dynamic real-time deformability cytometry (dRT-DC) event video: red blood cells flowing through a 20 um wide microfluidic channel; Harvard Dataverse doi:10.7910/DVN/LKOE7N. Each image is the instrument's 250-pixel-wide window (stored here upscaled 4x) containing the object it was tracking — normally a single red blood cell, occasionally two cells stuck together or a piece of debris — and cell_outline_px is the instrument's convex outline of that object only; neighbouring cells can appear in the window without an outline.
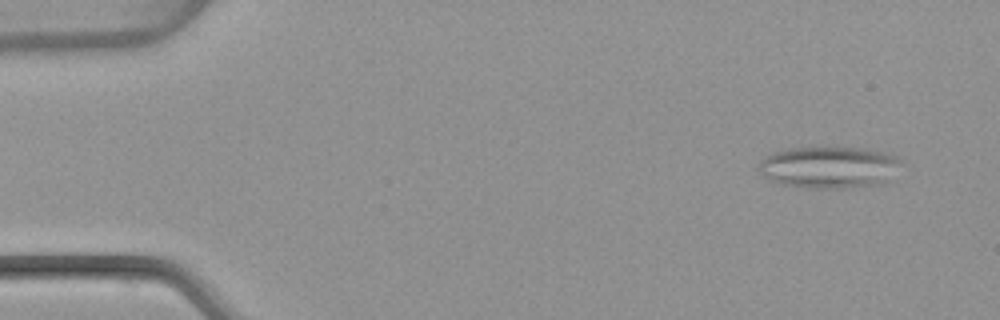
{"species": "common noctule bat (a hibernating species)", "species_latin": "Nyctalus noctula", "temperature_condition": "warm", "stored_images_in_passage": 50, "camera_frame_rate_fps": 3000, "um_per_image_px": 0.085, "animal": {"sex": "female", "body_mass_g": 22.7, "forearm_length_mm": 54.2}, "frame": {"image": 1, "passage_image": 4, "time_ms": 1.0, "image_size_px": [1000, 320], "cell_outline_px": [[900, 160], [888, 180], [880, 184], [840, 188], [808, 188], [784, 184], [768, 180], [760, 172], [756, 164], [760, 160], [772, 152], [788, 148], [816, 144], [868, 148], [896, 156]], "centroid_in_image_um": [70.38, 14.16], "position_along_channel_um": 14.6, "area_um2": 35.55}}
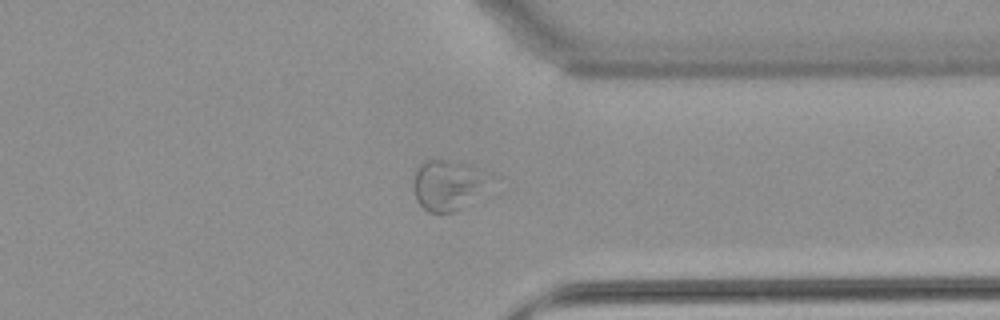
{"frame": {"image": 2, "passage_image": 39, "time_ms": 12.667, "image_size_px": [1000, 320], "cell_outline_px": [[500, 192], [464, 208], [440, 216], [428, 212], [416, 200], [416, 172], [420, 164], [424, 160], [444, 160], [468, 164], [484, 168], [500, 176]], "centroid_in_image_um": [38.51, 15.78], "position_along_channel_um": 372.9, "area_um2": 25.37}}
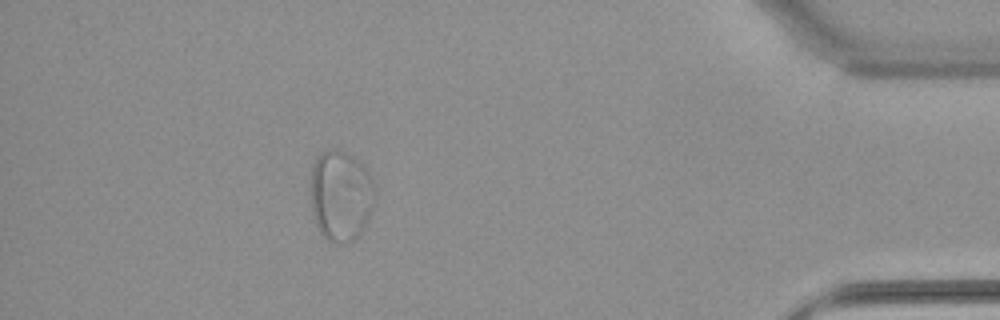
{"frame": {"image": 3, "passage_image": 45, "time_ms": 14.667, "image_size_px": [1000, 320], "cell_outline_px": [[376, 196], [368, 220], [364, 228], [352, 240], [344, 244], [336, 244], [328, 240], [320, 232], [312, 216], [312, 168], [316, 156], [320, 152], [332, 148], [344, 152], [352, 156], [364, 164], [376, 184]], "centroid_in_image_um": [29.0, 16.62], "position_along_channel_um": 406.2, "area_um2": 34.45}, "authors_computed_cell_mechanics": {"area_um2": 27.6284, "velocity_mm_per_s": 4.0623, "shape_relaxation_time_tau1_ms": null, "shape_relaxation_time_tau2_ms": 1.469, "deformation_change_tau1": null, "deformation_change_tau2": 0.0776}}